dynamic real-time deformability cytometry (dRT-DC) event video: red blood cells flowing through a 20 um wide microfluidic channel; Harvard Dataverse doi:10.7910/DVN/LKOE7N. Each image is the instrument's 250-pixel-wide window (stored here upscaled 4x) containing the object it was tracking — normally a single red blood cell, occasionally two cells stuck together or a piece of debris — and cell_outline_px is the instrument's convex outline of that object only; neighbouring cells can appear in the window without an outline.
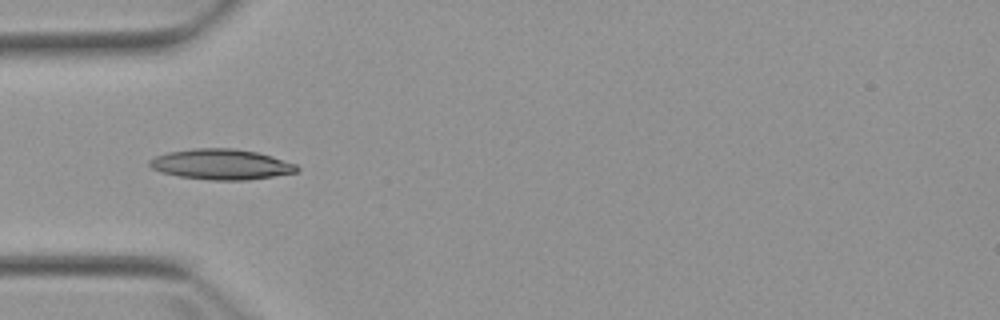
{"species": "Egyptian fruit bat (a non-hibernating species)", "species_latin": "Rousettus aegyptiacus", "temperature_condition": "warm", "stored_images_in_passage": 4, "camera_frame_rate_fps": 3000, "um_per_image_px": 0.085, "animal": {"sex": "female"}, "frame": {"image": 1, "passage_image": 2, "time_ms": 1.333, "image_size_px": [1000, 320], "cell_outline_px": [[300, 168], [296, 172], [248, 180], [212, 180], [180, 176], [160, 172], [152, 168], [148, 164], [148, 160], [156, 156], [168, 152], [192, 148], [232, 148], [256, 152], [272, 156], [296, 164]], "centroid_in_image_um": [18.78, 13.96], "position_along_channel_um": 66.2, "area_um2": 26.07}}
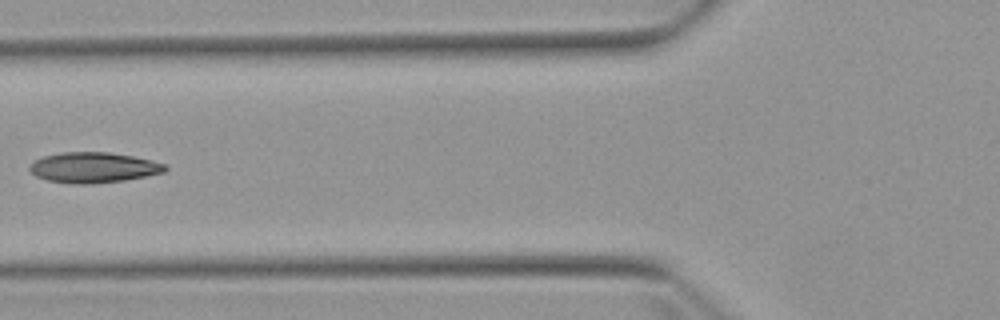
{"frame": {"image": 2, "passage_image": 3, "time_ms": 2.667, "image_size_px": [1000, 320], "cell_outline_px": [[168, 168], [164, 172], [148, 176], [124, 180], [92, 184], [76, 184], [48, 180], [36, 176], [28, 168], [36, 160], [44, 156], [60, 152], [108, 152], [132, 156], [164, 164]], "centroid_in_image_um": [7.95, 14.24], "position_along_channel_um": 117.9, "area_um2": 23.81}}
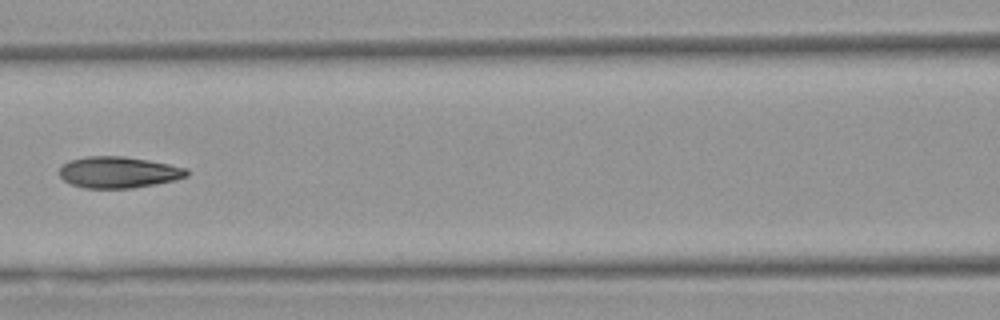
{"frame": {"image": 3, "passage_image": 4, "time_ms": 3.667, "image_size_px": [1000, 320], "cell_outline_px": [[188, 176], [176, 180], [156, 184], [132, 188], [84, 188], [72, 184], [64, 180], [60, 176], [60, 168], [68, 160], [84, 156], [124, 156], [148, 160], [188, 168]], "centroid_in_image_um": [10.08, 14.64], "position_along_channel_um": 156.5, "area_um2": 23.35}}